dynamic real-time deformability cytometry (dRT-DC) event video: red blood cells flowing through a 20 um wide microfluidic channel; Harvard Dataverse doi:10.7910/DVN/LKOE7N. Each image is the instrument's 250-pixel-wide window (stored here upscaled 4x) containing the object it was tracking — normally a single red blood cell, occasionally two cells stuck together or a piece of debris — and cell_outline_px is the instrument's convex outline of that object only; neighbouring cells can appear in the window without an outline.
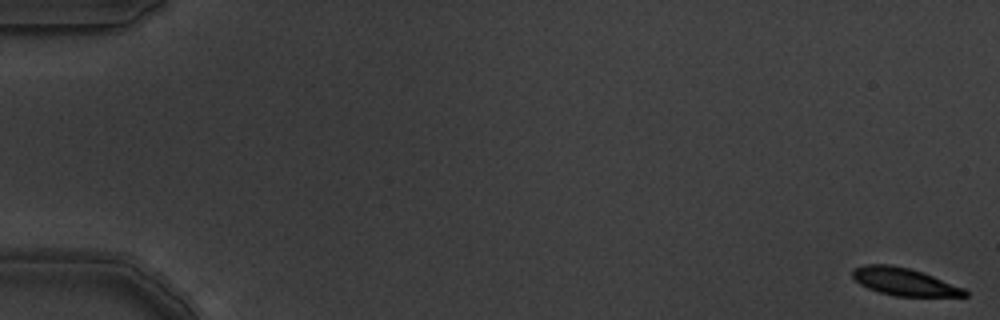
{"species": "common noctule bat (a hibernating species)", "species_latin": "Nyctalus noctula", "temperature_condition": "warm", "stored_images_in_passage": 5, "camera_frame_rate_fps": 3000, "um_per_image_px": 0.085, "animal": {"sex": "male", "body_mass_g": 19.5, "forearm_length_mm": 54.6}, "frame": {"image": 1, "passage_image": 1, "time_ms": 0.0, "image_size_px": [1000, 320], "cell_outline_px": [[968, 296], [896, 296], [880, 292], [868, 288], [860, 284], [852, 276], [852, 268], [864, 264], [888, 264], [908, 268], [932, 276], [964, 288], [968, 292]], "centroid_in_image_um": [76.82, 23.94], "position_along_channel_um": 8.2, "area_um2": 17.8}}